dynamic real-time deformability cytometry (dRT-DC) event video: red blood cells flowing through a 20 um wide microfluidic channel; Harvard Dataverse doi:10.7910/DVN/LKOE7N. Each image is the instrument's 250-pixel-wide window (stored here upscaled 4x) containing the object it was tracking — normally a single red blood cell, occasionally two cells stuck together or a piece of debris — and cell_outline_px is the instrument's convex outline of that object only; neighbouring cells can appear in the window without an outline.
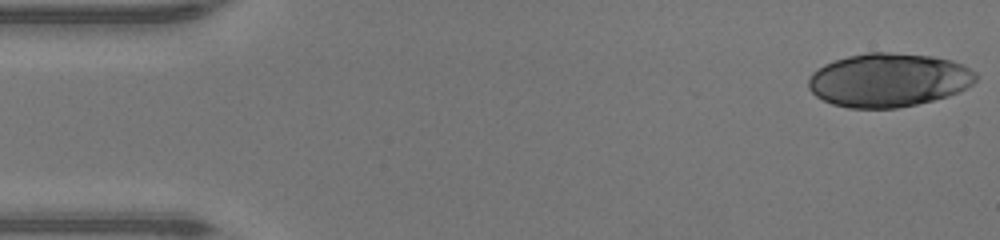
{"species": "human", "species_latin": "Homo sapiens", "temperature_condition": "warm", "stored_images_in_passage": 46, "camera_frame_rate_fps": 3000, "um_per_image_px": 0.085, "donor": {"sex": "male"}, "frame": {"image": 1, "passage_image": 1, "time_ms": 0.0, "image_size_px": [1000, 240], "cell_outline_px": [[976, 80], [972, 84], [960, 92], [948, 96], [916, 104], [896, 108], [848, 108], [832, 104], [816, 96], [808, 88], [808, 80], [812, 72], [824, 64], [848, 56], [868, 52], [888, 52], [932, 56], [952, 60], [964, 64], [976, 72]], "centroid_in_image_um": [75.54, 6.8], "position_along_channel_um": 9.5, "area_um2": 52.54}}
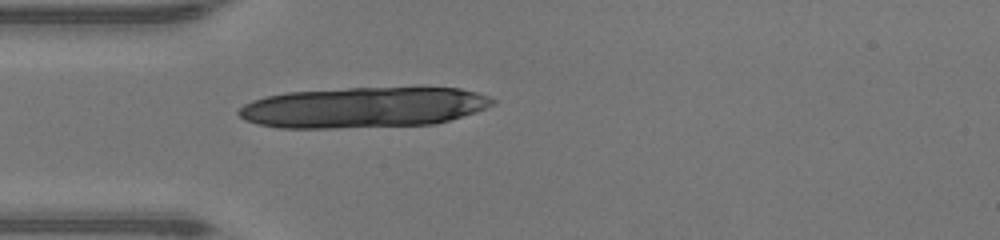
{"frame": {"image": 2, "passage_image": 13, "time_ms": 4.0, "image_size_px": [1000, 240], "cell_outline_px": [[496, 104], [476, 112], [448, 120], [432, 124], [336, 128], [280, 128], [260, 124], [244, 120], [236, 112], [244, 104], [252, 100], [264, 96], [288, 92], [348, 88], [460, 88], [476, 92], [488, 96], [496, 100]], "centroid_in_image_um": [30.88, 9.13], "position_along_channel_um": 54.1, "area_um2": 60.0}}